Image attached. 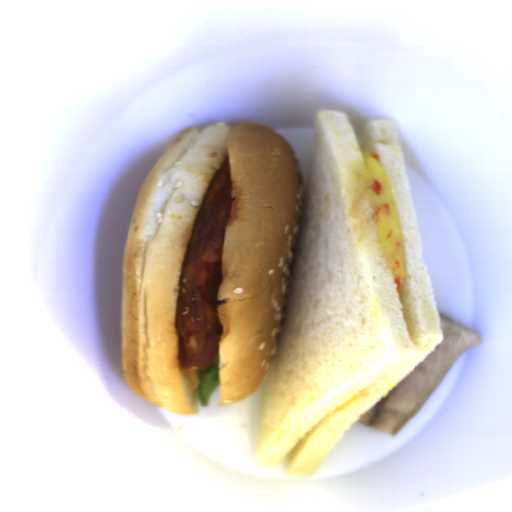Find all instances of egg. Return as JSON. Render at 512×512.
Masks as SVG:
<instances>
[{
  "instance_id": "obj_1",
  "label": "egg",
  "mask_w": 512,
  "mask_h": 512,
  "mask_svg": "<svg viewBox=\"0 0 512 512\" xmlns=\"http://www.w3.org/2000/svg\"><path fill=\"white\" fill-rule=\"evenodd\" d=\"M374 197L378 243L387 260L399 299L403 295L407 271L398 210L389 176L369 151L363 156Z\"/></svg>"
}]
</instances>
